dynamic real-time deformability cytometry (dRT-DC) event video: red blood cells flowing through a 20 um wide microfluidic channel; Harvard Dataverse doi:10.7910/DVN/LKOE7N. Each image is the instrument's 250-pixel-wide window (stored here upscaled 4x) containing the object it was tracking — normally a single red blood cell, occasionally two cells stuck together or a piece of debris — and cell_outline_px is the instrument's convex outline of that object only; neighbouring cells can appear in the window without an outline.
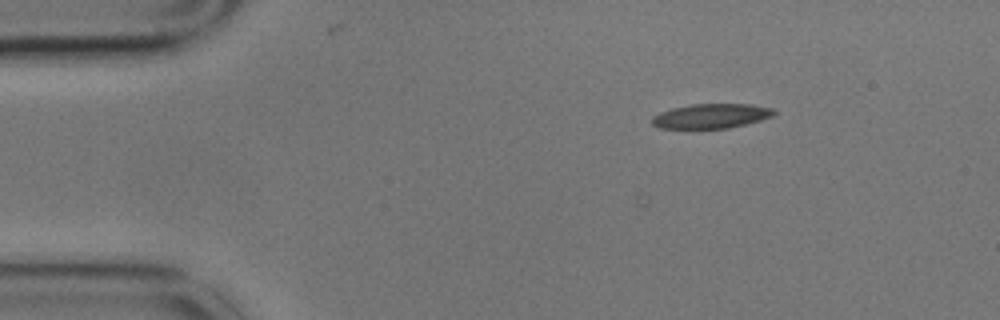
{"species": "common noctule bat (a hibernating species)", "species_latin": "Nyctalus noctula", "temperature_condition": "cold", "stored_images_in_passage": 45, "camera_frame_rate_fps": 3000, "um_per_image_px": 0.085, "animal": {"sex": "male", "body_mass_g": 17.9}, "frame": {"image": 1, "passage_image": 1, "time_ms": 0.0, "image_size_px": [1000, 320], "cell_outline_px": [[776, 112], [772, 116], [760, 120], [728, 128], [660, 128], [652, 124], [652, 116], [660, 112], [672, 108], [692, 104], [752, 104], [772, 108]], "centroid_in_image_um": [60.44, 9.85], "position_along_channel_um": 24.6, "area_um2": 17.34}}
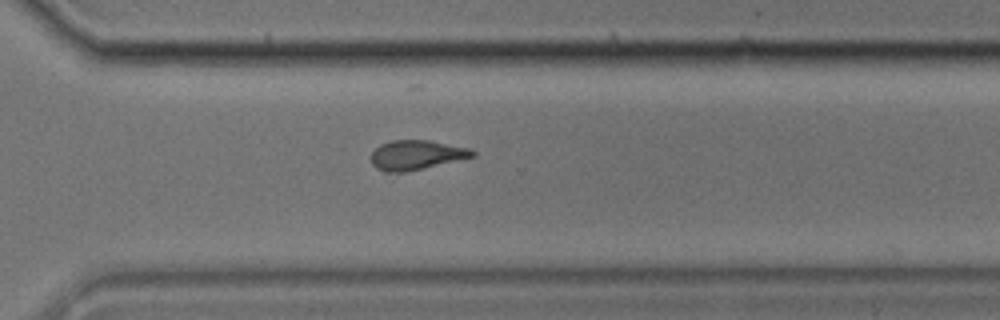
{"frame": {"image": 2, "passage_image": 34, "time_ms": 11.0, "image_size_px": [1000, 320], "cell_outline_px": [[476, 156], [404, 172], [384, 172], [376, 168], [372, 164], [372, 152], [380, 144], [392, 140], [428, 140], [472, 148], [476, 152]], "centroid_in_image_um": [35.4, 13.16], "position_along_channel_um": 335.2, "area_um2": 17.4}}
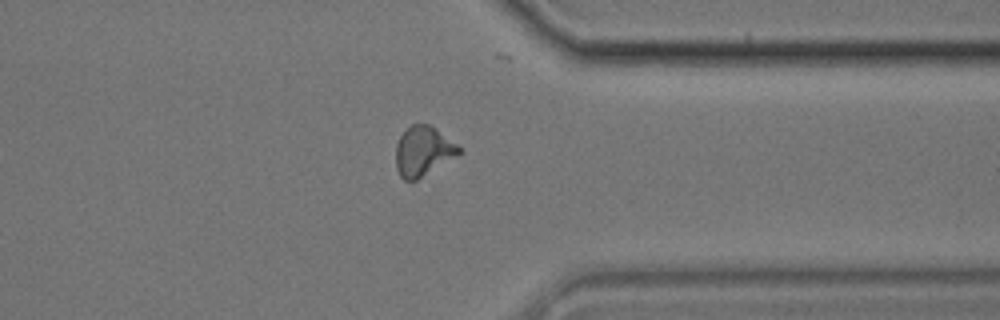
{"frame": {"image": 3, "passage_image": 38, "time_ms": 12.333, "image_size_px": [1000, 320], "cell_outline_px": [[464, 148], [456, 156], [416, 180], [404, 180], [400, 176], [396, 168], [396, 144], [400, 136], [412, 124], [428, 124], [436, 128]], "centroid_in_image_um": [35.98, 12.84], "position_along_channel_um": 375.4, "area_um2": 18.21}}